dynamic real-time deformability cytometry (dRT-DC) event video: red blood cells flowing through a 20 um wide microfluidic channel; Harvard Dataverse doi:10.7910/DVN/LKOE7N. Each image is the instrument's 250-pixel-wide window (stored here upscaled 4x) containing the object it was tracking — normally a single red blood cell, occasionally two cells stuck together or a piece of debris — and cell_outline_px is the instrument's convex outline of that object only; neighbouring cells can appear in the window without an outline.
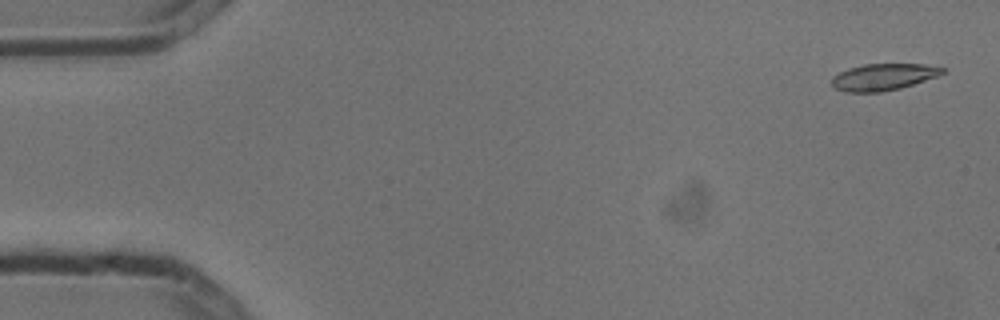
{"species": "common noctule bat (a hibernating species)", "species_latin": "Nyctalus noctula", "temperature_condition": "cold", "stored_images_in_passage": 5, "camera_frame_rate_fps": 3000, "um_per_image_px": 0.085, "animal": {"sex": "male", "body_mass_g": 13.3}, "frame": {"image": 1, "passage_image": 1, "time_ms": 0.0, "image_size_px": [1000, 320], "cell_outline_px": [[944, 72], [936, 76], [900, 88], [880, 92], [844, 92], [836, 88], [832, 84], [832, 76], [848, 68], [864, 64], [924, 64], [944, 68]], "centroid_in_image_um": [75.04, 6.54], "position_along_channel_um": 10.0, "area_um2": 16.99}}
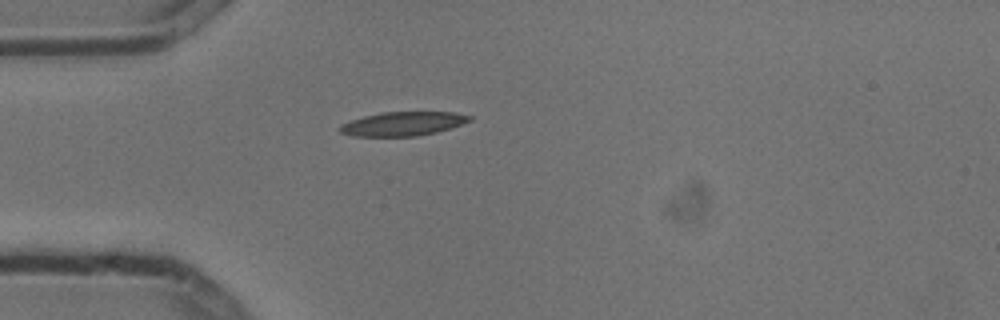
{"frame": {"image": 2, "passage_image": 4, "time_ms": 1.0, "image_size_px": [1000, 320], "cell_outline_px": [[472, 120], [452, 128], [436, 132], [416, 136], [352, 136], [340, 132], [340, 124], [364, 116], [380, 112], [452, 112], [472, 116]], "centroid_in_image_um": [34.26, 10.52], "position_along_channel_um": 50.7, "area_um2": 18.09}}